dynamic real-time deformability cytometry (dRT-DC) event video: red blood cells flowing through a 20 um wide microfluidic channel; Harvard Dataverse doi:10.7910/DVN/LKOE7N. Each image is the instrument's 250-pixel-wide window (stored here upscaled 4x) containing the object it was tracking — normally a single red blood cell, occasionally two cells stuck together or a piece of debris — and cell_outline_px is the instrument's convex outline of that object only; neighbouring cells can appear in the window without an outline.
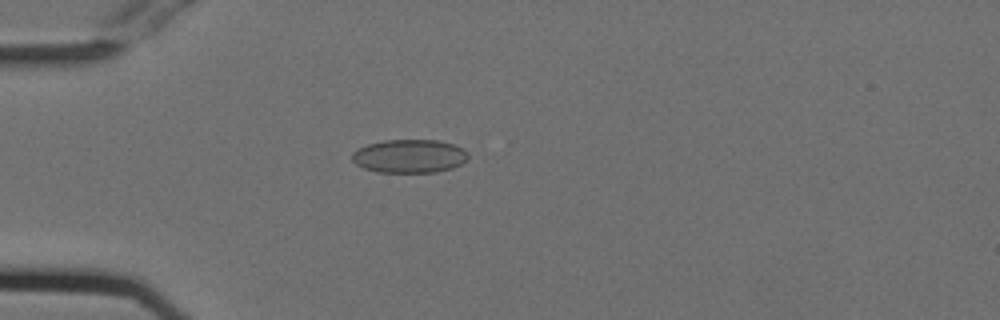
{"species": "Egyptian fruit bat (a non-hibernating species)", "species_latin": "Rousettus aegyptiacus", "temperature_condition": "cold", "stored_images_in_passage": 37, "camera_frame_rate_fps": 3000, "um_per_image_px": 0.085, "animal": {"sex": "female"}, "frame": {"image": 1, "passage_image": 2, "time_ms": 0.333, "image_size_px": [1000, 320], "cell_outline_px": [[468, 160], [452, 168], [436, 172], [376, 172], [364, 168], [356, 164], [352, 160], [352, 152], [368, 144], [384, 140], [436, 140], [456, 144], [464, 148], [468, 152]], "centroid_in_image_um": [34.83, 13.27], "position_along_channel_um": 50.2, "area_um2": 22.77}}
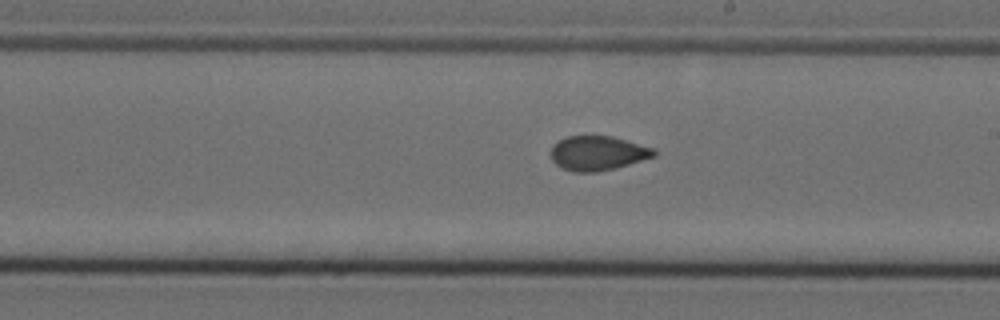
{"frame": {"image": 2, "passage_image": 18, "time_ms": 5.667, "image_size_px": [1000, 320], "cell_outline_px": [[656, 156], [628, 164], [596, 172], [572, 172], [560, 168], [552, 160], [548, 152], [560, 140], [568, 136], [612, 136], [656, 148]], "centroid_in_image_um": [50.8, 13.02], "position_along_channel_um": 238.2, "area_um2": 20.75}}
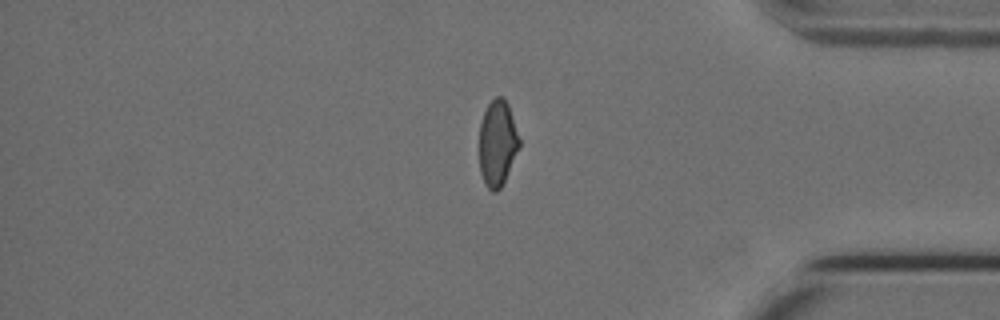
{"frame": {"image": 3, "passage_image": 32, "time_ms": 10.333, "image_size_px": [1000, 320], "cell_outline_px": [[520, 148], [500, 188], [496, 192], [492, 192], [484, 184], [480, 172], [480, 124], [484, 112], [488, 104], [496, 96], [504, 96], [508, 104], [520, 140]], "centroid_in_image_um": [42.29, 12.17], "position_along_channel_um": 392.9, "area_um2": 20.0}, "authors_computed_cell_mechanics": {"area_um2": 21.0392, "velocity_mm_per_s": 3.7858, "shape_relaxation_time_tau1_ms": null, "shape_relaxation_time_tau2_ms": 2.1123, "deformation_change_tau1": null, "deformation_change_tau2": 0.0452}}